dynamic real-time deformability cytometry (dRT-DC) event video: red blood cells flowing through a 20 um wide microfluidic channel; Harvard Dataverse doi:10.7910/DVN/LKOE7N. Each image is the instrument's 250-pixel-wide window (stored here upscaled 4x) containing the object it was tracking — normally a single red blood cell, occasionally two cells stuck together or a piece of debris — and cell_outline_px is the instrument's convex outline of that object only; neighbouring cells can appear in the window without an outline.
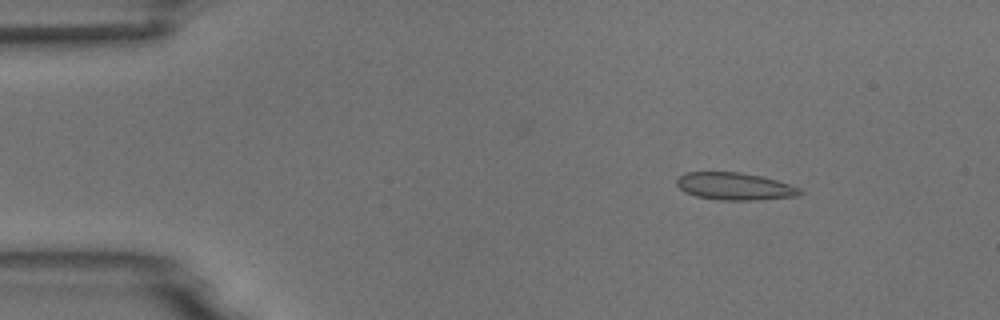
{"species": "common noctule bat (a hibernating species)", "species_latin": "Nyctalus noctula", "temperature_condition": "room temperature", "stored_images_in_passage": 5, "camera_frame_rate_fps": 3000, "um_per_image_px": 0.085, "animal": {"sex": "male", "body_mass_g": 18.8}, "frame": {"image": 1, "passage_image": 2, "time_ms": 0.333, "image_size_px": [1000, 320], "cell_outline_px": [[804, 192], [796, 196], [756, 200], [720, 200], [696, 196], [684, 192], [676, 184], [676, 180], [680, 176], [688, 172], [740, 172], [764, 176], [800, 188]], "centroid_in_image_um": [62.45, 15.83], "position_along_channel_um": 22.5, "area_um2": 19.65}}
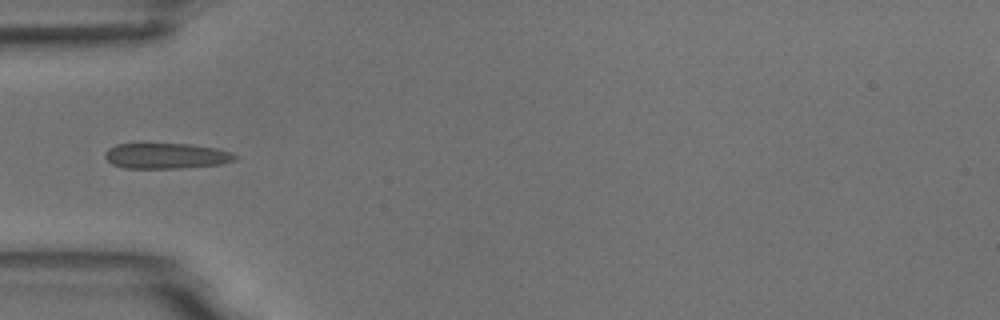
{"frame": {"image": 2, "passage_image": 5, "time_ms": 1.333, "image_size_px": [1000, 320], "cell_outline_px": [[240, 156], [236, 160], [224, 164], [180, 168], [124, 168], [112, 164], [104, 156], [108, 148], [116, 144], [144, 140], [192, 144], [216, 148], [232, 152]], "centroid_in_image_um": [14.12, 13.19], "position_along_channel_um": 70.9, "area_um2": 20.63}}